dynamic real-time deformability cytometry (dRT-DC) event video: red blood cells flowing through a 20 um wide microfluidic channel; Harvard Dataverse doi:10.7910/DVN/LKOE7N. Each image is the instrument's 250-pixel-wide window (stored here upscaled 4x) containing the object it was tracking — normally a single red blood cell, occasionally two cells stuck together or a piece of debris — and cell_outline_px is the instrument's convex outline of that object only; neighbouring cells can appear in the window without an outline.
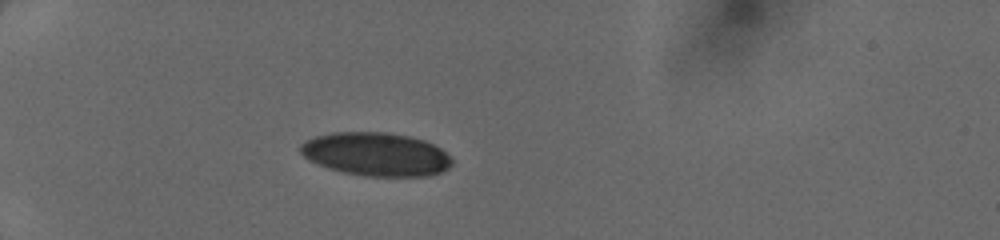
{"species": "human", "species_latin": "Homo sapiens", "temperature_condition": "cold", "stored_images_in_passage": 34, "camera_frame_rate_fps": 3000, "um_per_image_px": 0.085, "donor": {"sex": "female"}, "frame": {"image": 1, "passage_image": 1, "time_ms": 0.0, "image_size_px": [1000, 240], "cell_outline_px": [[452, 164], [448, 168], [440, 172], [428, 176], [368, 176], [344, 172], [328, 168], [308, 160], [300, 152], [300, 144], [316, 136], [332, 132], [384, 132], [408, 136], [424, 140], [440, 148], [452, 160]], "centroid_in_image_um": [31.95, 13.11], "position_along_channel_um": 53.1, "area_um2": 38.09}}
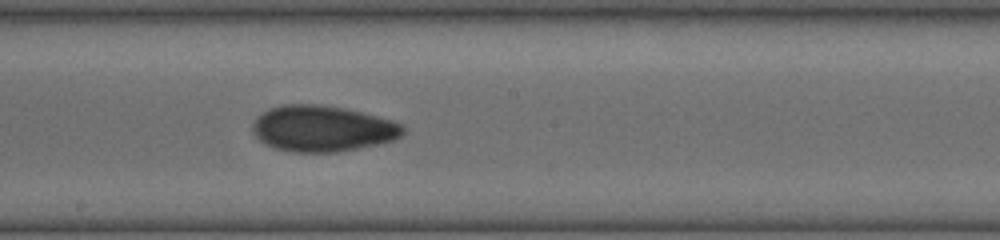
{"frame": {"image": 2, "passage_image": 15, "time_ms": 4.667, "image_size_px": [1000, 240], "cell_outline_px": [[404, 132], [400, 136], [392, 140], [376, 144], [336, 152], [292, 152], [276, 148], [264, 144], [252, 132], [252, 124], [256, 116], [272, 108], [284, 104], [320, 104], [344, 108], [392, 120], [404, 124]], "centroid_in_image_um": [27.38, 10.92], "position_along_channel_um": 220.8, "area_um2": 40.17}}
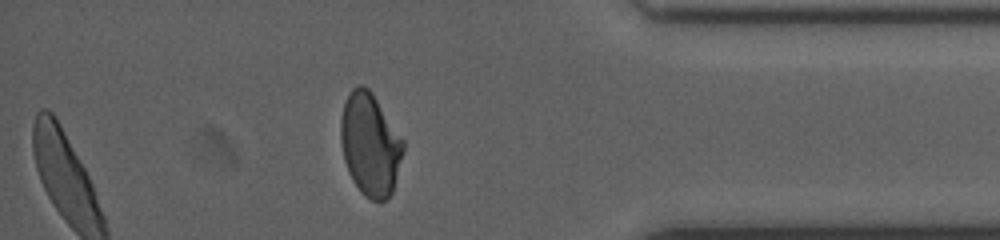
{"frame": {"image": 3, "passage_image": 29, "time_ms": 9.333, "image_size_px": [1000, 240], "cell_outline_px": [[404, 148], [392, 192], [380, 204], [364, 196], [360, 192], [352, 180], [348, 172], [344, 160], [340, 140], [340, 120], [344, 104], [352, 88], [360, 84], [368, 88], [372, 92], [404, 140]], "centroid_in_image_um": [31.44, 12.29], "position_along_channel_um": 403.8, "area_um2": 37.45}}